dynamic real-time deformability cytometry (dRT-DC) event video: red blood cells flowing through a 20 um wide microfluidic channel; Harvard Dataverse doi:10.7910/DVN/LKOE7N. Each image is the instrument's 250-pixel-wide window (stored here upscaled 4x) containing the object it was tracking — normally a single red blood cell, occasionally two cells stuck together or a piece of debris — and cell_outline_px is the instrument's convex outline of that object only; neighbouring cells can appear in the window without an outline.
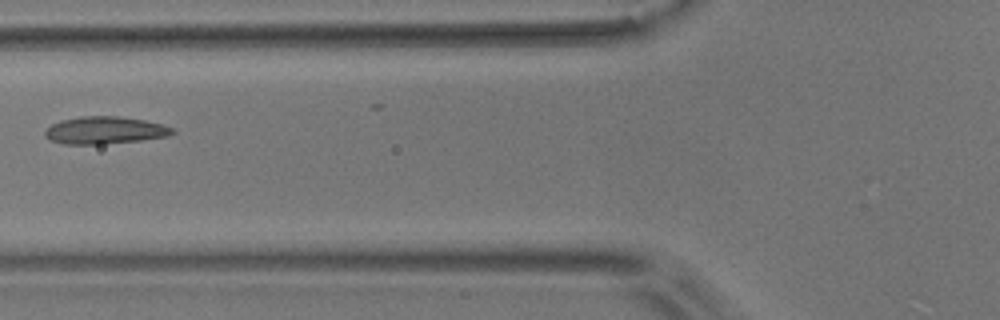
{"species": "common noctule bat (a hibernating species)", "species_latin": "Nyctalus noctula", "temperature_condition": "room temperature", "stored_images_in_passage": 5, "camera_frame_rate_fps": 3000, "um_per_image_px": 0.085, "animal": {"sex": "male", "body_mass_g": 17.9}, "frame": {"image": 1, "passage_image": 4, "time_ms": 4.667, "image_size_px": [1000, 320], "cell_outline_px": [[176, 132], [168, 136], [140, 140], [100, 144], [64, 144], [48, 140], [44, 136], [44, 132], [52, 124], [60, 120], [80, 116], [120, 116], [144, 120], [160, 124], [172, 128]], "centroid_in_image_um": [8.87, 11.07], "position_along_channel_um": 116.9, "area_um2": 20.29}}